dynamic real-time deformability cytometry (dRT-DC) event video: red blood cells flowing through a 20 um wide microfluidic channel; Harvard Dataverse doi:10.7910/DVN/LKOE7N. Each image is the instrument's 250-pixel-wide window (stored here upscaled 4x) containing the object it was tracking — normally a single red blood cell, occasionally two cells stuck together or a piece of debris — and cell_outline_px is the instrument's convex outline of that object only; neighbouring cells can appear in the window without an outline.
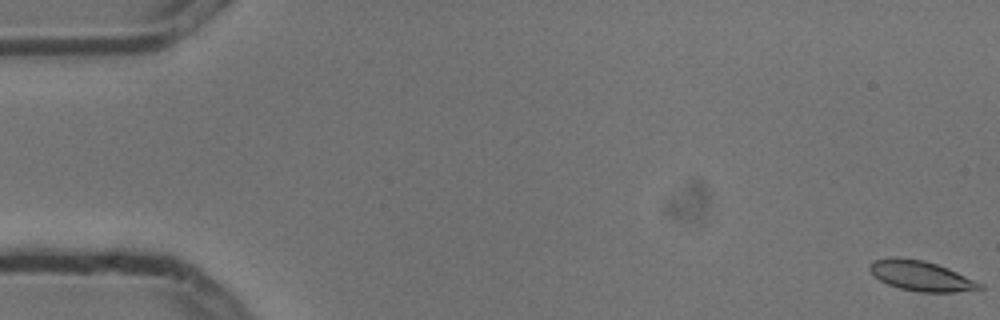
{"species": "common noctule bat (a hibernating species)", "species_latin": "Nyctalus noctula", "temperature_condition": "cold", "stored_images_in_passage": 5, "camera_frame_rate_fps": 3000, "um_per_image_px": 0.085, "animal": {"sex": "male", "body_mass_g": 13.3}, "frame": {"image": 1, "passage_image": 1, "time_ms": 0.0, "image_size_px": [1000, 320], "cell_outline_px": [[984, 288], [956, 292], [920, 292], [900, 288], [888, 284], [880, 280], [868, 268], [868, 264], [872, 260], [896, 256], [924, 260], [948, 268], [984, 284]], "centroid_in_image_um": [78.28, 23.43], "position_along_channel_um": 6.7, "area_um2": 19.31}}
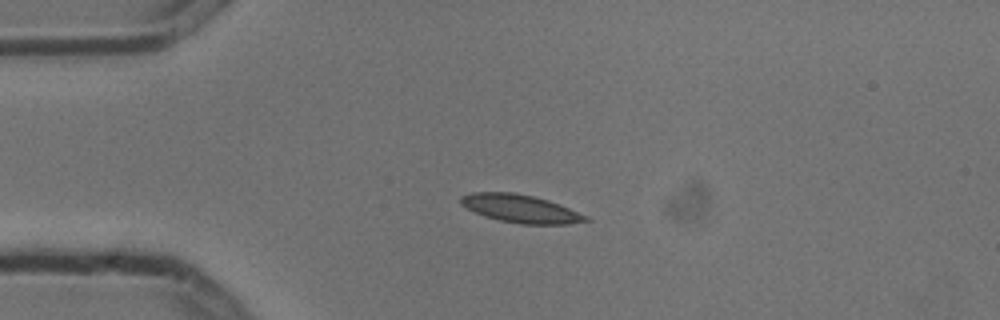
{"frame": {"image": 2, "passage_image": 4, "time_ms": 1.0, "image_size_px": [1000, 320], "cell_outline_px": [[592, 220], [568, 224], [520, 224], [500, 220], [484, 216], [460, 204], [460, 196], [472, 192], [516, 192], [548, 200], [560, 204], [588, 216]], "centroid_in_image_um": [44.26, 17.73], "position_along_channel_um": 40.7, "area_um2": 20.4}}